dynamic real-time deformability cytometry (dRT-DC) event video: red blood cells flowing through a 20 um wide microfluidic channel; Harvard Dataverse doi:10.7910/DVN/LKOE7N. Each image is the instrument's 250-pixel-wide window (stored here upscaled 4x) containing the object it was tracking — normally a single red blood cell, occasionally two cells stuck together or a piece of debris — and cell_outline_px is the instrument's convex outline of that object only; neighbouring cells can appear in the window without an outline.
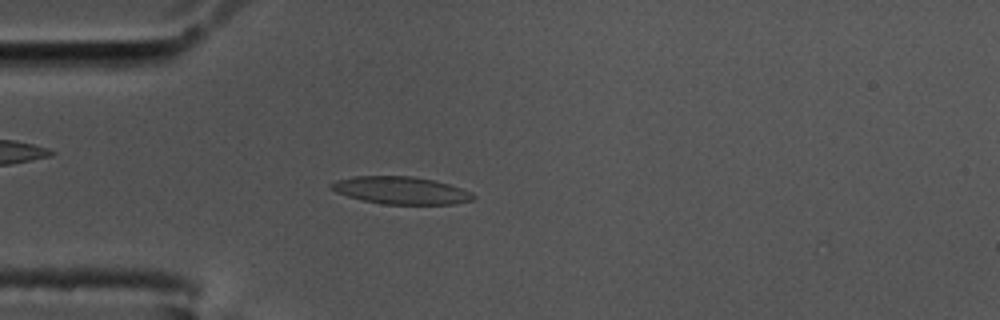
{"species": "common noctule bat (a hibernating species)", "species_latin": "Nyctalus noctula", "temperature_condition": "cold", "stored_images_in_passage": 57, "camera_frame_rate_fps": 3000, "um_per_image_px": 0.085, "animal": {"sex": "male", "body_mass_g": 17.5, "forearm_length_mm": 52.3}, "frame": {"image": 1, "passage_image": 15, "time_ms": 4.667, "image_size_px": [1000, 320], "cell_outline_px": [[476, 196], [472, 200], [452, 204], [384, 204], [364, 200], [348, 196], [336, 192], [328, 184], [336, 180], [352, 176], [412, 176], [432, 180], [448, 184], [472, 192]], "centroid_in_image_um": [34.06, 16.18], "position_along_channel_um": 50.9, "area_um2": 22.54}}
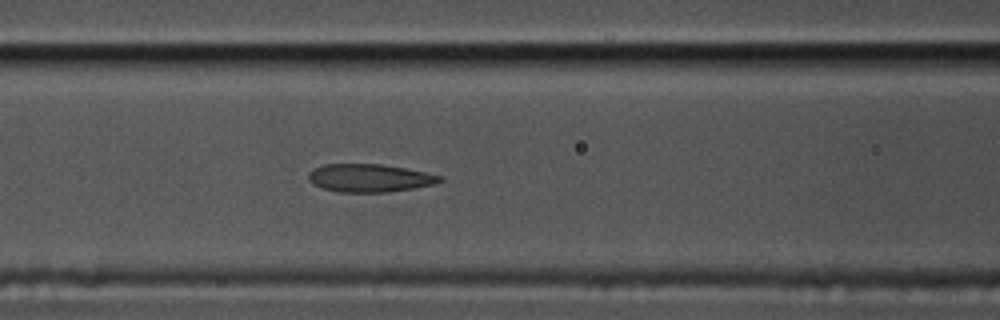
{"frame": {"image": 2, "passage_image": 23, "time_ms": 7.333, "image_size_px": [1000, 320], "cell_outline_px": [[444, 180], [436, 184], [412, 188], [384, 192], [340, 192], [324, 188], [308, 180], [308, 172], [312, 168], [324, 164], [380, 164], [404, 168], [444, 176]], "centroid_in_image_um": [31.42, 15.12], "position_along_channel_um": 135.2, "area_um2": 21.33}}
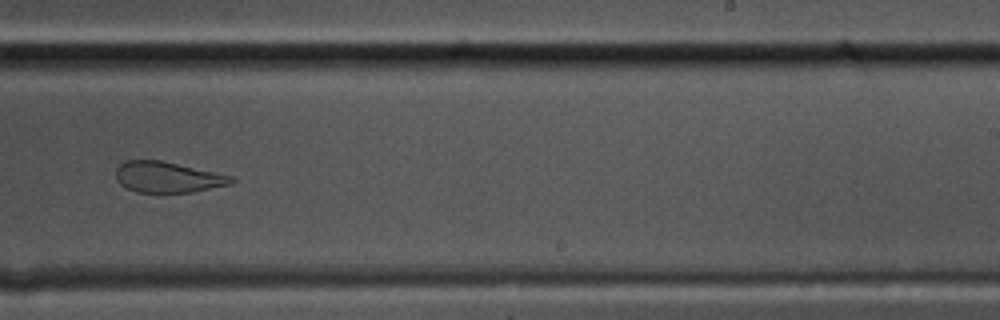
{"frame": {"image": 3, "passage_image": 35, "time_ms": 11.333, "image_size_px": [1000, 320], "cell_outline_px": [[236, 180], [232, 184], [192, 192], [136, 192], [120, 184], [116, 180], [116, 168], [124, 160], [160, 160], [232, 176]], "centroid_in_image_um": [14.23, 15.06], "position_along_channel_um": 274.8, "area_um2": 20.63}, "authors_computed_cell_mechanics": {"area_um2": 22.542, "velocity_mm_per_s": 3.5003, "shape_relaxation_time_tau1_ms": null, "shape_relaxation_time_tau2_ms": 1.688, "deformation_change_tau1": null, "deformation_change_tau2": 0.0767}}